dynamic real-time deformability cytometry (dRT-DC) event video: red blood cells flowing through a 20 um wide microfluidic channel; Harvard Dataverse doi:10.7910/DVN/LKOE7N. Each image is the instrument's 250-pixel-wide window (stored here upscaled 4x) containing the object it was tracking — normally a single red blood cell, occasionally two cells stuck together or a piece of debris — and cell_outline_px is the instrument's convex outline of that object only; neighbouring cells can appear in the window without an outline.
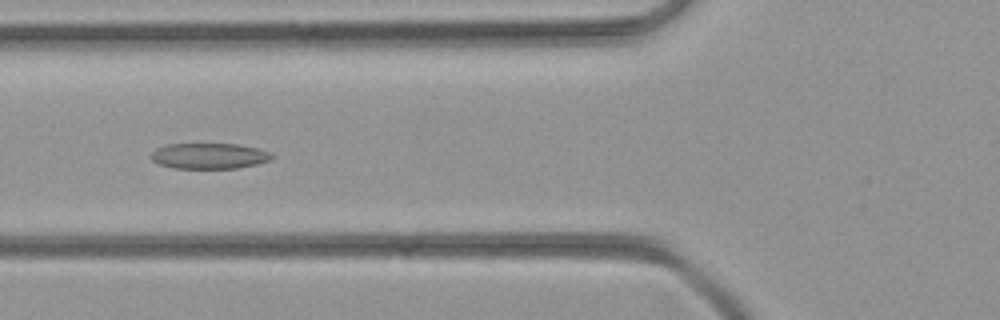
{"species": "common noctule bat (a hibernating species)", "species_latin": "Nyctalus noctula", "temperature_condition": "room temperature", "stored_images_in_passage": 51, "camera_frame_rate_fps": 3000, "um_per_image_px": 0.085, "animal": {"sex": "female", "body_mass_g": 21.9}, "frame": {"image": 1, "passage_image": 20, "time_ms": 6.333, "image_size_px": [1000, 320], "cell_outline_px": [[272, 156], [268, 160], [256, 164], [236, 168], [176, 168], [160, 164], [152, 160], [152, 152], [156, 148], [168, 144], [236, 144], [256, 148], [272, 152]], "centroid_in_image_um": [17.77, 13.25], "position_along_channel_um": 108.0, "area_um2": 17.8}}
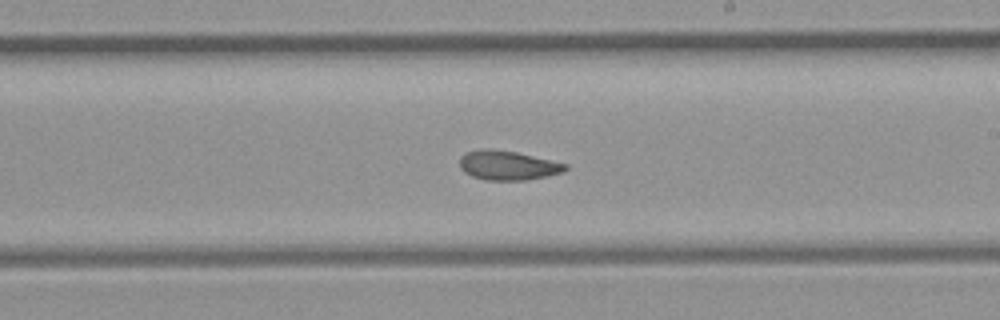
{"frame": {"image": 2, "passage_image": 30, "time_ms": 9.667, "image_size_px": [1000, 320], "cell_outline_px": [[568, 168], [564, 172], [528, 180], [488, 180], [472, 176], [464, 172], [460, 168], [460, 156], [468, 152], [484, 148], [492, 148], [516, 152], [568, 164]], "centroid_in_image_um": [43.17, 14.05], "position_along_channel_um": 245.8, "area_um2": 18.09}}
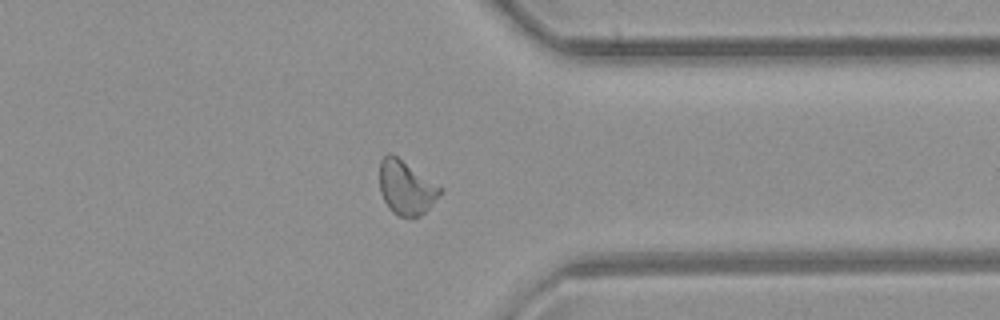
{"frame": {"image": 3, "passage_image": 40, "time_ms": 13.0, "image_size_px": [1000, 320], "cell_outline_px": [[444, 188], [428, 208], [420, 216], [400, 216], [392, 212], [388, 208], [380, 192], [380, 160], [388, 152], [392, 152]], "centroid_in_image_um": [34.5, 15.9], "position_along_channel_um": 376.9, "area_um2": 19.07}}